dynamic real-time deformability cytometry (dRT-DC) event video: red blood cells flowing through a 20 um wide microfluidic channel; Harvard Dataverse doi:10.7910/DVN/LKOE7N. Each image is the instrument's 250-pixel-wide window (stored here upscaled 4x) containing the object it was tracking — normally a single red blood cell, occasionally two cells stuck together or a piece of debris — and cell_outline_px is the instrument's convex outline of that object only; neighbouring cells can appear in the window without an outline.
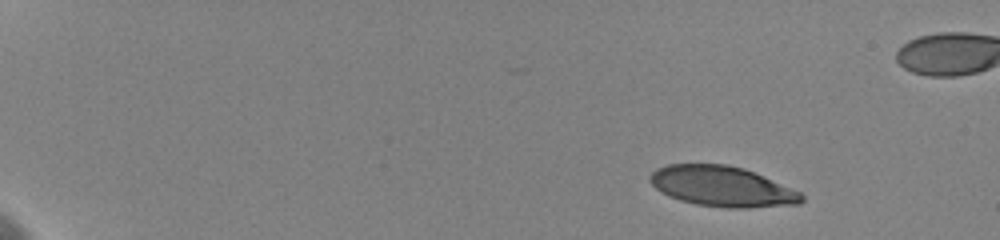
{"species": "human", "species_latin": "Homo sapiens", "temperature_condition": "cold", "stored_images_in_passage": 15, "camera_frame_rate_fps": 3000, "um_per_image_px": 0.085, "donor": {"sex": "female"}, "frame": {"image": 1, "passage_image": 1, "time_ms": 0.0, "image_size_px": [1000, 240], "cell_outline_px": [[804, 200], [800, 204], [748, 208], [728, 208], [696, 204], [680, 200], [668, 196], [656, 188], [648, 180], [648, 176], [656, 168], [668, 164], [728, 164], [744, 168], [800, 192], [804, 196]], "centroid_in_image_um": [61.36, 15.84], "position_along_channel_um": 23.6, "area_um2": 35.66}}